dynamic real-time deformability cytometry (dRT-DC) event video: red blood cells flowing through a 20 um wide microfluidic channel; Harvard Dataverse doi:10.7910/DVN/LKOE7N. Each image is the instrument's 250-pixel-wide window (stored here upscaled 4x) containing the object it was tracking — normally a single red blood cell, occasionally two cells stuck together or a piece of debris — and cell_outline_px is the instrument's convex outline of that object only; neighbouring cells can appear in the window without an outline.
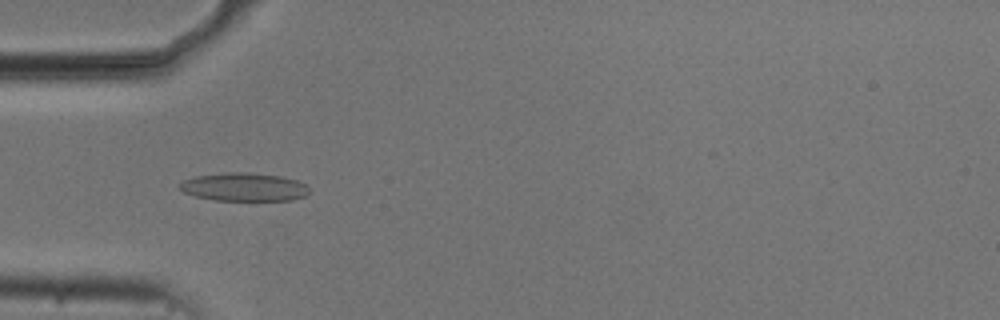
{"species": "common noctule bat (a hibernating species)", "species_latin": "Nyctalus noctula", "temperature_condition": "cold", "stored_images_in_passage": 53, "camera_frame_rate_fps": 3000, "um_per_image_px": 0.085, "animal": {"sex": "male", "body_mass_g": 20.5, "forearm_length_mm": 52.5}, "frame": {"image": 1, "passage_image": 16, "time_ms": 5.0, "image_size_px": [1000, 320], "cell_outline_px": [[308, 192], [304, 196], [292, 200], [216, 200], [196, 196], [184, 192], [180, 188], [180, 184], [184, 180], [196, 176], [228, 172], [248, 172], [280, 176], [296, 180], [304, 184], [308, 188]], "centroid_in_image_um": [20.74, 15.89], "position_along_channel_um": 64.3, "area_um2": 21.04}}
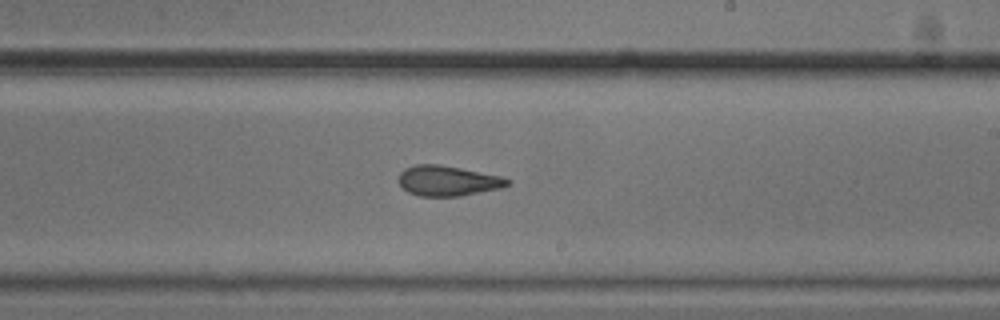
{"frame": {"image": 2, "passage_image": 31, "time_ms": 10.0, "image_size_px": [1000, 320], "cell_outline_px": [[512, 180], [508, 184], [500, 188], [460, 196], [420, 196], [408, 192], [400, 184], [400, 172], [404, 168], [416, 164], [440, 164], [504, 176]], "centroid_in_image_um": [38.09, 15.35], "position_along_channel_um": 250.9, "area_um2": 19.19}}
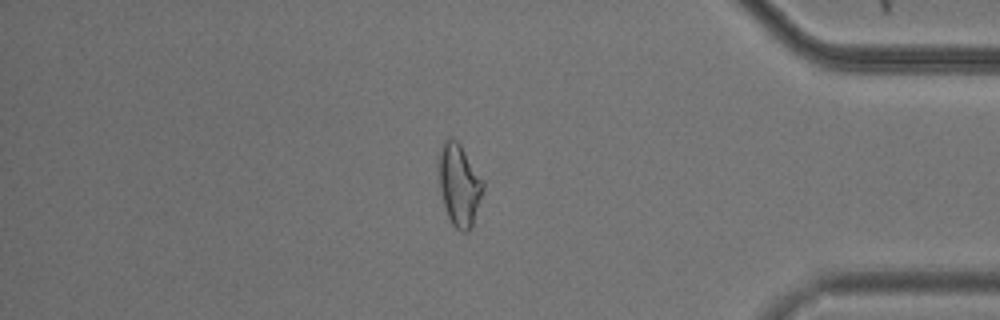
{"frame": {"image": 3, "passage_image": 45, "time_ms": 14.667, "image_size_px": [1000, 320], "cell_outline_px": [[484, 188], [472, 228], [468, 232], [460, 232], [452, 224], [448, 216], [444, 204], [440, 188], [436, 164], [436, 160], [448, 136], [452, 136], [460, 144], [484, 180]], "centroid_in_image_um": [39.03, 15.71], "position_along_channel_um": 396.2, "area_um2": 21.5}, "authors_computed_cell_mechanics": {"area_um2": 20.5768, "velocity_mm_per_s": 3.7404, "shape_relaxation_time_tau1_ms": null, "shape_relaxation_time_tau2_ms": 1.7399, "deformation_change_tau1": null, "deformation_change_tau2": 0.0995}}